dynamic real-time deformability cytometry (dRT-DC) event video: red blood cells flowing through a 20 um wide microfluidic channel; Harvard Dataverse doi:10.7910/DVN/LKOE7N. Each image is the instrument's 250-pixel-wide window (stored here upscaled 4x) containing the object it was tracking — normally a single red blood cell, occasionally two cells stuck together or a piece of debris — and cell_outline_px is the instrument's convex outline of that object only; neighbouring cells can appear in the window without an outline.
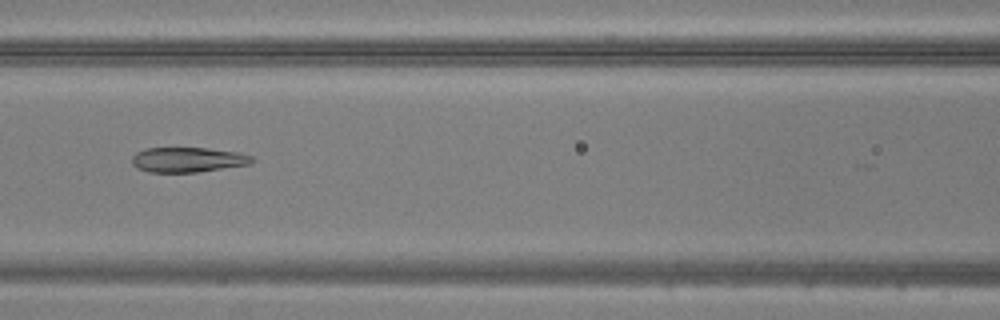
{"species": "common noctule bat (a hibernating species)", "species_latin": "Nyctalus noctula", "temperature_condition": "warm", "stored_images_in_passage": 29, "camera_frame_rate_fps": 3000, "um_per_image_px": 0.085, "animal": {"sex": "male", "body_mass_g": 20.5, "forearm_length_mm": 52.5}, "frame": {"image": 1, "passage_image": 8, "time_ms": 2.333, "image_size_px": [1000, 320], "cell_outline_px": [[256, 160], [252, 164], [196, 172], [148, 172], [136, 168], [132, 164], [132, 156], [136, 152], [148, 148], [208, 148], [236, 152], [252, 156]], "centroid_in_image_um": [15.97, 13.58], "position_along_channel_um": 150.6, "area_um2": 17.51}}
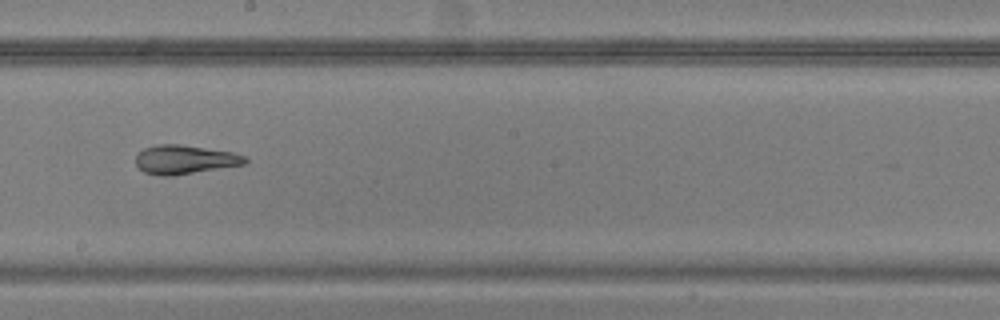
{"frame": {"image": 2, "passage_image": 14, "time_ms": 4.333, "image_size_px": [1000, 320], "cell_outline_px": [[248, 164], [172, 176], [160, 176], [144, 172], [136, 164], [136, 156], [144, 148], [156, 144], [180, 144], [232, 152], [244, 156], [248, 160]], "centroid_in_image_um": [15.72, 13.57], "position_along_channel_um": 232.5, "area_um2": 18.5}}
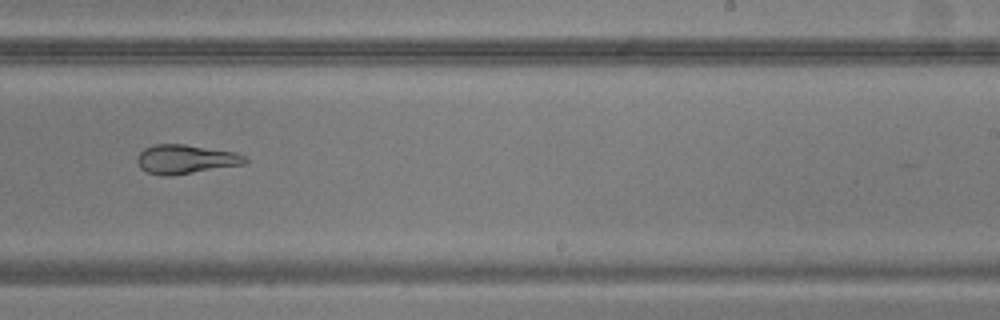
{"frame": {"image": 3, "passage_image": 17, "time_ms": 5.333, "image_size_px": [1000, 320], "cell_outline_px": [[248, 160], [244, 164], [168, 176], [160, 176], [148, 172], [140, 168], [136, 160], [136, 156], [144, 148], [156, 144], [184, 144], [236, 152], [244, 156]], "centroid_in_image_um": [15.74, 13.53], "position_along_channel_um": 273.3, "area_um2": 18.21}}